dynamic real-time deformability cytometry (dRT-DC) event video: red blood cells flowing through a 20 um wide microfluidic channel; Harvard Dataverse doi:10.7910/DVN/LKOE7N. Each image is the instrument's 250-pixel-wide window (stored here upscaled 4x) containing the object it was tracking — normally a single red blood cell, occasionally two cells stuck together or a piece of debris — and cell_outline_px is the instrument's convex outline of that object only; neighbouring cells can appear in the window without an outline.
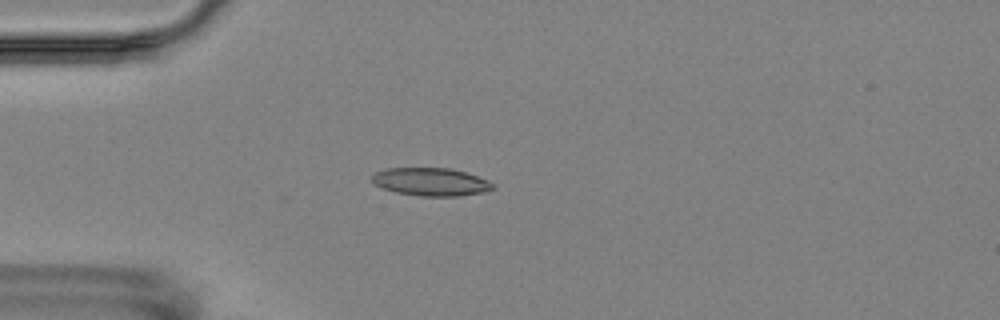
{"species": "Egyptian fruit bat (a non-hibernating species)", "species_latin": "Rousettus aegyptiacus", "temperature_condition": "room temperature", "stored_images_in_passage": 5, "camera_frame_rate_fps": 3000, "um_per_image_px": 0.085, "animal": {"sex": "female"}, "frame": {"image": 1, "passage_image": 5, "time_ms": 4.667, "image_size_px": [1000, 320], "cell_outline_px": [[496, 188], [484, 192], [456, 196], [420, 196], [396, 192], [384, 188], [376, 184], [372, 180], [372, 176], [376, 172], [388, 168], [448, 168], [464, 172], [488, 180]], "centroid_in_image_um": [36.64, 15.46], "position_along_channel_um": 48.4, "area_um2": 19.42}}